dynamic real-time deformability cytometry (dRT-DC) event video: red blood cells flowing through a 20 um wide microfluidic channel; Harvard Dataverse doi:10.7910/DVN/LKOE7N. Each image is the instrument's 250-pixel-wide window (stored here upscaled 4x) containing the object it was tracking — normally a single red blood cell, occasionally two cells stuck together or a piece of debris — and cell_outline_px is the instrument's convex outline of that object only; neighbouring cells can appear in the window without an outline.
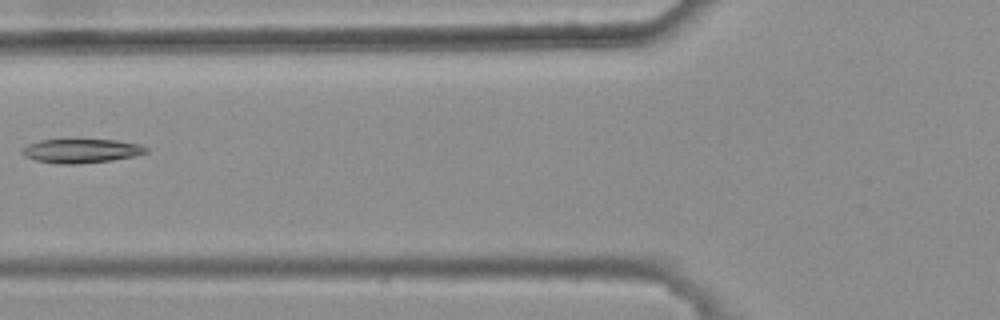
{"species": "common noctule bat (a hibernating species)", "species_latin": "Nyctalus noctula", "temperature_condition": "warm", "stored_images_in_passage": 2, "camera_frame_rate_fps": 3000, "um_per_image_px": 0.085, "animal": {"sex": "female", "body_mass_g": 25.1}, "frame": {"image": 1, "passage_image": 2, "time_ms": 0.333, "image_size_px": [1000, 320], "cell_outline_px": [[148, 152], [132, 156], [112, 160], [76, 164], [56, 164], [36, 160], [20, 152], [28, 144], [40, 140], [116, 140], [140, 144], [148, 148]], "centroid_in_image_um": [6.93, 12.82], "position_along_channel_um": 118.9, "area_um2": 17.11}}